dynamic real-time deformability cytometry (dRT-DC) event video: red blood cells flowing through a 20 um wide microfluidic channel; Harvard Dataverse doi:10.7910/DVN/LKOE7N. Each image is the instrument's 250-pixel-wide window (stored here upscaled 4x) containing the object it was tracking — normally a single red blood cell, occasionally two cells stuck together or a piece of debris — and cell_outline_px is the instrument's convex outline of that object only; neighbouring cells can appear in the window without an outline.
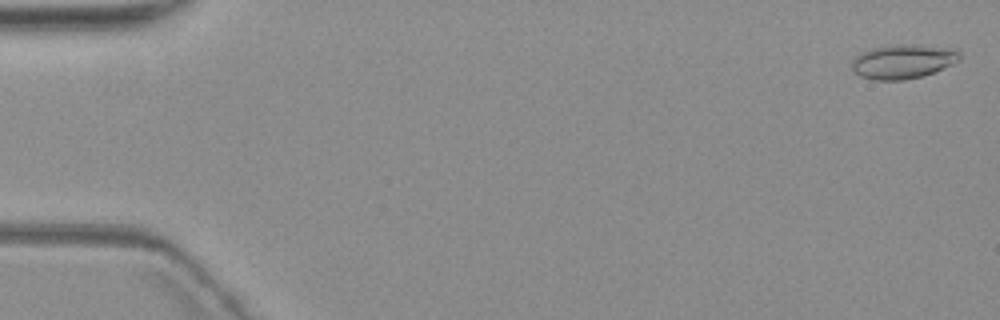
{"species": "common noctule bat (a hibernating species)", "species_latin": "Nyctalus noctula", "temperature_condition": "warm", "stored_images_in_passage": 10, "camera_frame_rate_fps": 3000, "um_per_image_px": 0.085, "animal": {"sex": "female", "body_mass_g": 19.3, "forearm_length_mm": 54.1}, "frame": {"image": 1, "passage_image": 1, "time_ms": 0.0, "image_size_px": [1000, 320], "cell_outline_px": [[960, 60], [952, 64], [924, 76], [904, 80], [876, 80], [860, 76], [852, 68], [852, 60], [860, 52], [872, 48], [912, 44], [948, 48], [960, 52]], "centroid_in_image_um": [76.75, 5.24], "position_along_channel_um": 8.3, "area_um2": 21.21}}
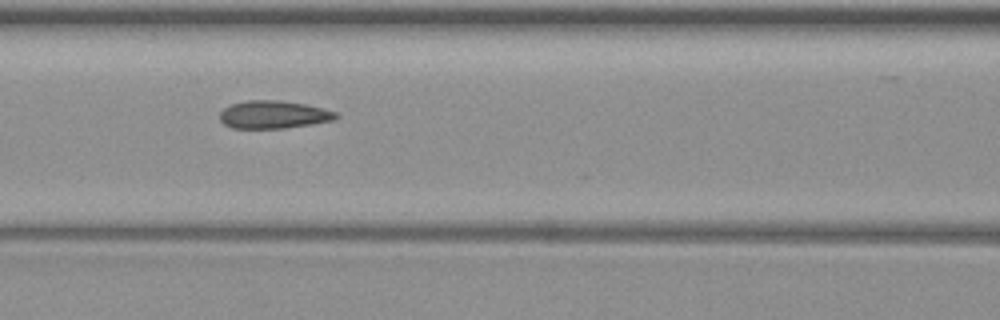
{"frame": {"image": 2, "passage_image": 7, "time_ms": 8.0, "image_size_px": [1000, 320], "cell_outline_px": [[340, 116], [332, 120], [312, 124], [284, 128], [232, 128], [224, 124], [220, 120], [220, 112], [224, 108], [232, 104], [248, 100], [280, 100], [304, 104], [336, 112]], "centroid_in_image_um": [23.23, 9.74], "position_along_channel_um": 143.4, "area_um2": 18.67}}
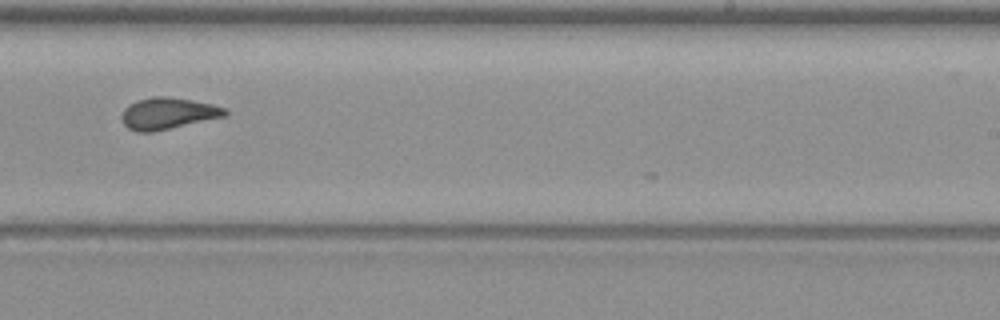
{"frame": {"image": 3, "passage_image": 10, "time_ms": 11.667, "image_size_px": [1000, 320], "cell_outline_px": [[228, 112], [224, 116], [152, 132], [136, 132], [128, 128], [124, 124], [120, 116], [124, 108], [128, 104], [140, 100], [156, 96], [172, 96], [212, 104], [224, 108]], "centroid_in_image_um": [14.22, 9.63], "position_along_channel_um": 274.8, "area_um2": 18.84}}